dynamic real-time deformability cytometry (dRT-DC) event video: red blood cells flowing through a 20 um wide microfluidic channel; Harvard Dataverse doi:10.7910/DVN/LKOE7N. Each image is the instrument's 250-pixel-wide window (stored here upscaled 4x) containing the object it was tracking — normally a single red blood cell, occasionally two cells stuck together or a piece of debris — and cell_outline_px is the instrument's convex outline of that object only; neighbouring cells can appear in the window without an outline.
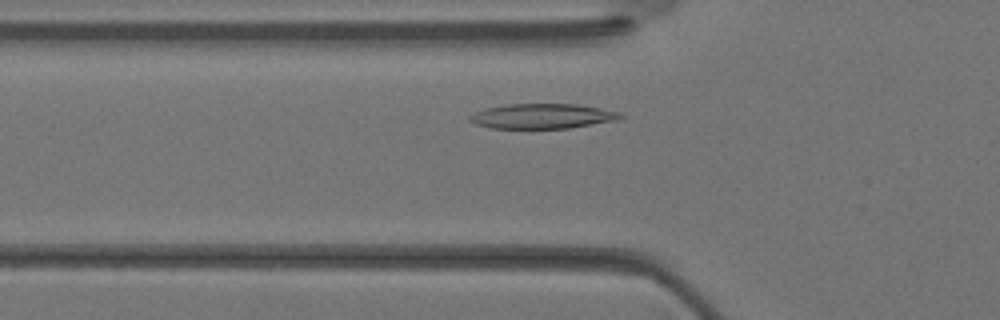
{"species": "Egyptian fruit bat (a non-hibernating species)", "species_latin": "Rousettus aegyptiacus", "temperature_condition": "warm", "stored_images_in_passage": 31, "segment_of_instrument_passage": [1, 2], "camera_frame_rate_fps": 3000, "um_per_image_px": 0.085, "animal": {"sex": "female"}, "frame": {"image": 1, "passage_image": 6, "time_ms": 1.667, "image_size_px": [1000, 320], "cell_outline_px": [[624, 116], [620, 120], [568, 128], [492, 128], [476, 124], [468, 120], [468, 116], [476, 112], [488, 108], [504, 104], [576, 104], [624, 112]], "centroid_in_image_um": [46.16, 9.87], "position_along_channel_um": 79.6, "area_um2": 21.96}}
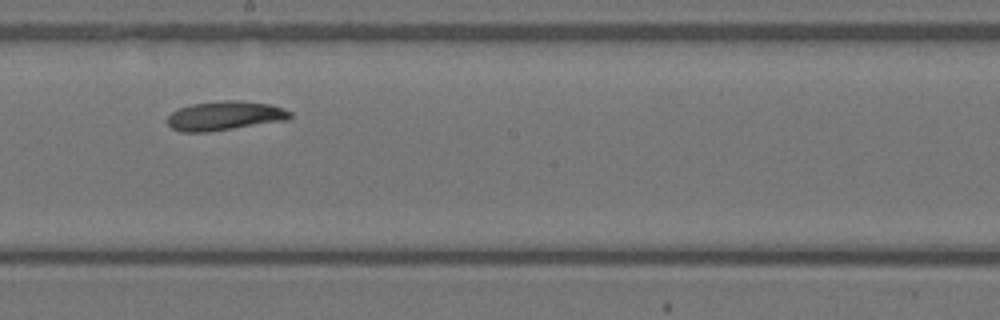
{"frame": {"image": 2, "passage_image": 14, "time_ms": 4.333, "image_size_px": [1000, 320], "cell_outline_px": [[292, 116], [288, 120], [208, 132], [180, 132], [172, 128], [168, 124], [168, 116], [172, 112], [180, 108], [192, 104], [232, 100], [240, 100], [272, 104], [284, 108], [292, 112]], "centroid_in_image_um": [19.16, 9.84], "position_along_channel_um": 229.0, "area_um2": 20.87}}
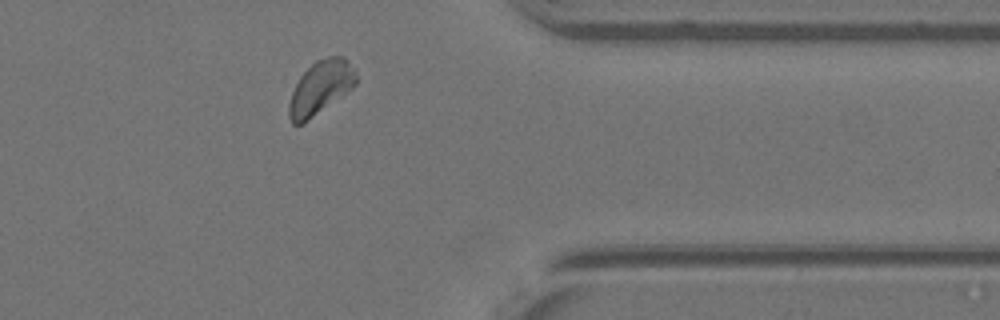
{"frame": {"image": 3, "passage_image": 23, "time_ms": 7.333, "image_size_px": [1000, 320], "cell_outline_px": [[356, 84], [352, 88], [304, 124], [292, 124], [288, 116], [288, 104], [292, 92], [300, 76], [316, 60], [328, 56], [344, 56], [348, 60], [356, 76]], "centroid_in_image_um": [27.22, 7.46], "position_along_channel_um": 384.2, "area_um2": 20.81}}